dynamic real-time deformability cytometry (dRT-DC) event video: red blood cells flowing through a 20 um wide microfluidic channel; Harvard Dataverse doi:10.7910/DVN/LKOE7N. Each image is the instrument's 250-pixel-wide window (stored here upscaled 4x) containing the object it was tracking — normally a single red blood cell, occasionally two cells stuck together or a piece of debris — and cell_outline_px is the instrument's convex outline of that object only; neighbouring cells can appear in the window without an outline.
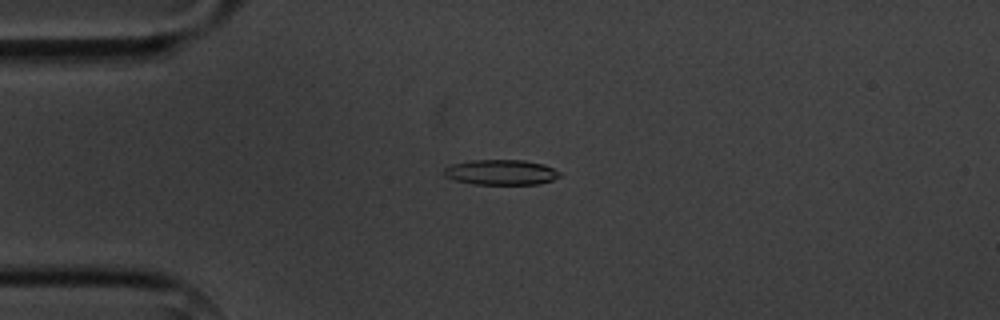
{"species": "common noctule bat (a hibernating species)", "species_latin": "Nyctalus noctula", "temperature_condition": "cold", "stored_images_in_passage": 7, "camera_frame_rate_fps": 3000, "um_per_image_px": 0.085, "animal": {"sex": "male", "body_mass_g": 20.1, "forearm_length_mm": 53.5}, "frame": {"image": 1, "passage_image": 1, "time_ms": 0.0, "image_size_px": [1000, 320], "cell_outline_px": [[560, 176], [552, 180], [540, 184], [476, 184], [456, 180], [444, 176], [444, 168], [452, 164], [472, 160], [524, 160], [544, 164], [560, 172]], "centroid_in_image_um": [42.6, 14.64], "position_along_channel_um": 42.4, "area_um2": 16.94}}
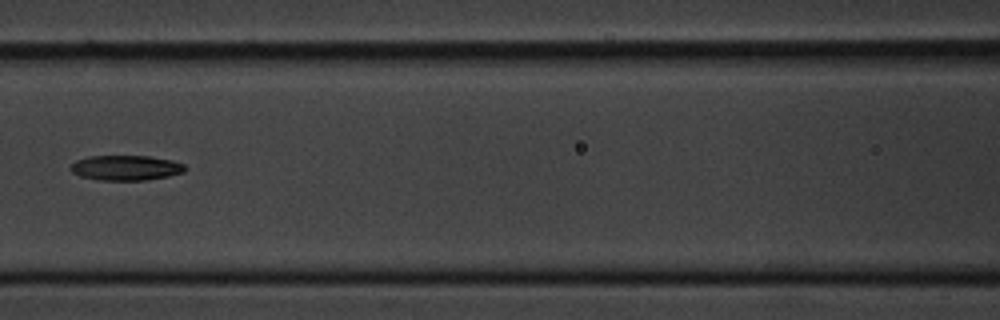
{"frame": {"image": 2, "passage_image": 4, "time_ms": 3.667, "image_size_px": [1000, 320], "cell_outline_px": [[188, 168], [184, 172], [168, 176], [144, 180], [100, 180], [80, 176], [72, 172], [68, 168], [76, 160], [88, 156], [148, 156], [172, 160], [184, 164]], "centroid_in_image_um": [10.7, 14.26], "position_along_channel_um": 155.9, "area_um2": 16.76}}
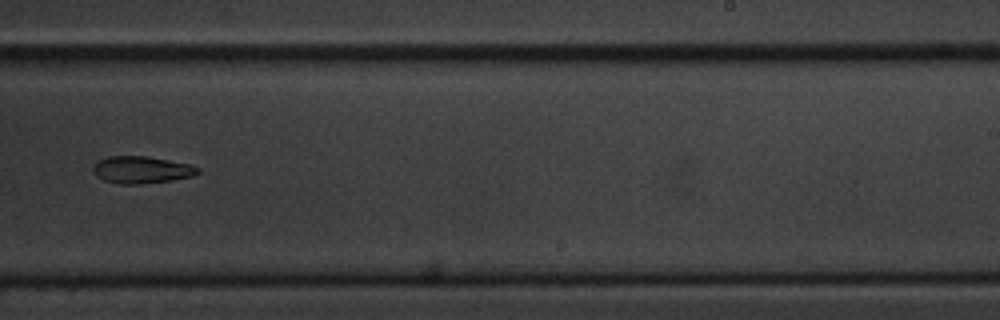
{"frame": {"image": 3, "passage_image": 7, "time_ms": 7.0, "image_size_px": [1000, 320], "cell_outline_px": [[200, 172], [192, 176], [172, 180], [136, 184], [120, 184], [104, 180], [96, 176], [92, 172], [92, 168], [100, 160], [108, 156], [144, 156], [188, 164], [200, 168]], "centroid_in_image_um": [12.01, 14.44], "position_along_channel_um": 277.0, "area_um2": 16.3}}